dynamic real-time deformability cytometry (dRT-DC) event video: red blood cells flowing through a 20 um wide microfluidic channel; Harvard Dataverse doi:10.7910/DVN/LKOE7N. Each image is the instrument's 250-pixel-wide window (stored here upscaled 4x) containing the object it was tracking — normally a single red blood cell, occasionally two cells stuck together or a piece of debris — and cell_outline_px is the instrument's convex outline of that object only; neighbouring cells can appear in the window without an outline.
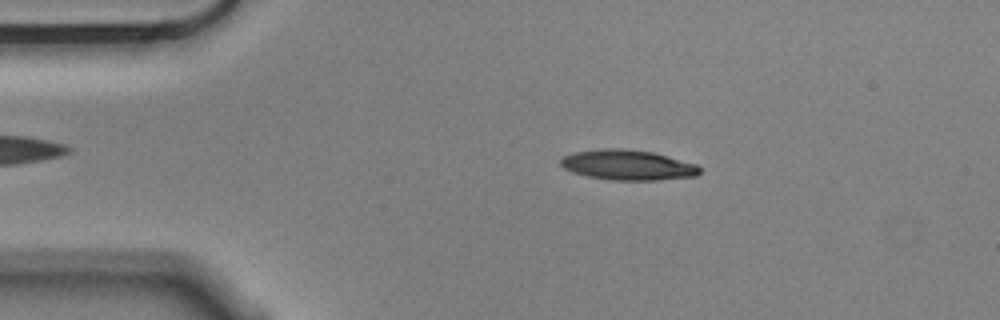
{"species": "Egyptian fruit bat (a non-hibernating species)", "species_latin": "Rousettus aegyptiacus", "temperature_condition": "cold", "stored_images_in_passage": 54, "camera_frame_rate_fps": 3000, "um_per_image_px": 0.085, "animal": {"sex": "male"}, "frame": {"image": 1, "passage_image": 9, "time_ms": 2.667, "image_size_px": [1000, 320], "cell_outline_px": [[700, 172], [696, 176], [656, 180], [612, 180], [588, 176], [572, 172], [564, 168], [560, 164], [560, 160], [564, 156], [576, 152], [604, 148], [624, 148], [652, 152], [696, 164], [700, 168]], "centroid_in_image_um": [53.35, 14.02], "position_along_channel_um": 31.6, "area_um2": 24.28}}
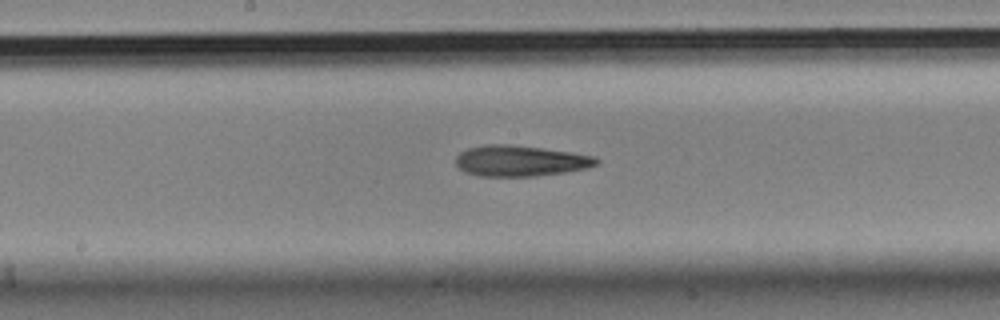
{"frame": {"image": 2, "passage_image": 27, "time_ms": 8.667, "image_size_px": [1000, 320], "cell_outline_px": [[600, 164], [588, 168], [564, 172], [536, 176], [480, 176], [464, 172], [456, 164], [456, 156], [460, 152], [468, 148], [484, 144], [512, 144], [544, 148], [572, 152], [596, 156], [600, 160]], "centroid_in_image_um": [44.26, 13.66], "position_along_channel_um": 203.9, "area_um2": 25.61}}
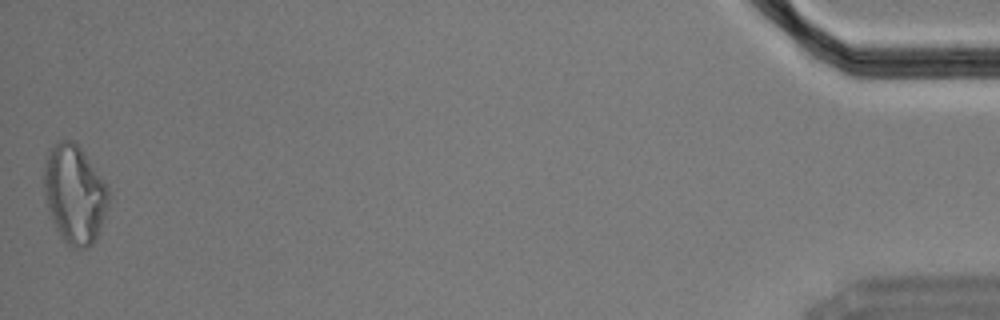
{"frame": {"image": 3, "passage_image": 54, "time_ms": 17.667, "image_size_px": [1000, 320], "cell_outline_px": [[108, 204], [96, 236], [92, 244], [84, 248], [76, 248], [68, 244], [64, 240], [56, 228], [52, 220], [48, 208], [44, 188], [44, 160], [48, 148], [60, 140], [76, 140], [104, 184], [108, 192]], "centroid_in_image_um": [6.28, 16.45], "position_along_channel_um": 428.9, "area_um2": 36.36}, "authors_computed_cell_mechanics": {"area_um2": 24.9985, "velocity_mm_per_s": 3.5626, "shape_relaxation_time_tau1_ms": null, "shape_relaxation_time_tau2_ms": 10.4088, "deformation_change_tau1": null, "deformation_change_tau2": 0.2628}}